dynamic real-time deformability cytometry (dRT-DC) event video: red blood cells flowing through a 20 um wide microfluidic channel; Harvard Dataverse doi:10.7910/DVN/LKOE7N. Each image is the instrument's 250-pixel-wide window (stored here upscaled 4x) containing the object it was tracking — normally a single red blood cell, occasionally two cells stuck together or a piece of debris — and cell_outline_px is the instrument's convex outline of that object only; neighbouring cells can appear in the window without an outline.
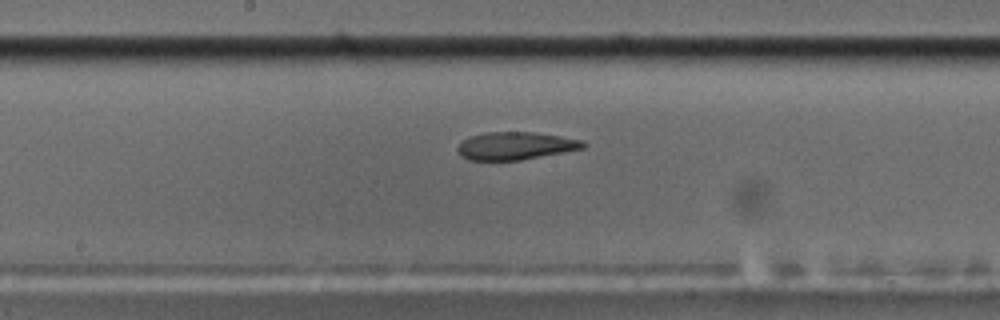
{"species": "common noctule bat (a hibernating species)", "species_latin": "Nyctalus noctula", "temperature_condition": "cold", "stored_images_in_passage": 38, "camera_frame_rate_fps": 3000, "um_per_image_px": 0.085, "animal": {"sex": "male", "body_mass_g": 17.5, "forearm_length_mm": 52.3}, "frame": {"image": 1, "passage_image": 17, "time_ms": 5.333, "image_size_px": [1000, 320], "cell_outline_px": [[588, 144], [584, 148], [564, 152], [520, 160], [468, 160], [460, 156], [456, 152], [456, 148], [468, 136], [488, 132], [532, 132], [560, 136], [584, 140]], "centroid_in_image_um": [43.81, 12.4], "position_along_channel_um": 204.4, "area_um2": 20.4}}
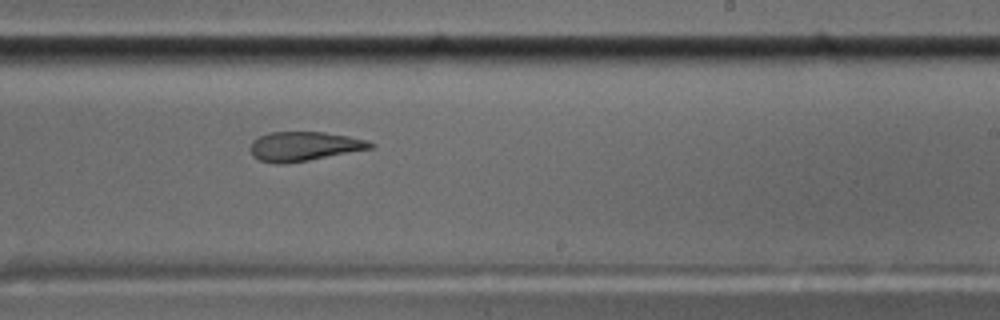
{"frame": {"image": 2, "passage_image": 22, "time_ms": 7.0, "image_size_px": [1000, 320], "cell_outline_px": [[376, 144], [372, 148], [308, 160], [284, 164], [276, 164], [260, 160], [252, 156], [248, 148], [252, 140], [268, 132], [324, 132], [348, 136], [368, 140]], "centroid_in_image_um": [25.8, 12.43], "position_along_channel_um": 263.2, "area_um2": 20.58}, "authors_computed_cell_mechanics": {"area_um2": 21.675, "velocity_mm_per_s": 3.5323, "shape_relaxation_time_tau1_ms": null, "shape_relaxation_time_tau2_ms": 4.0298, "deformation_change_tau1": null, "deformation_change_tau2": 0.1425}}